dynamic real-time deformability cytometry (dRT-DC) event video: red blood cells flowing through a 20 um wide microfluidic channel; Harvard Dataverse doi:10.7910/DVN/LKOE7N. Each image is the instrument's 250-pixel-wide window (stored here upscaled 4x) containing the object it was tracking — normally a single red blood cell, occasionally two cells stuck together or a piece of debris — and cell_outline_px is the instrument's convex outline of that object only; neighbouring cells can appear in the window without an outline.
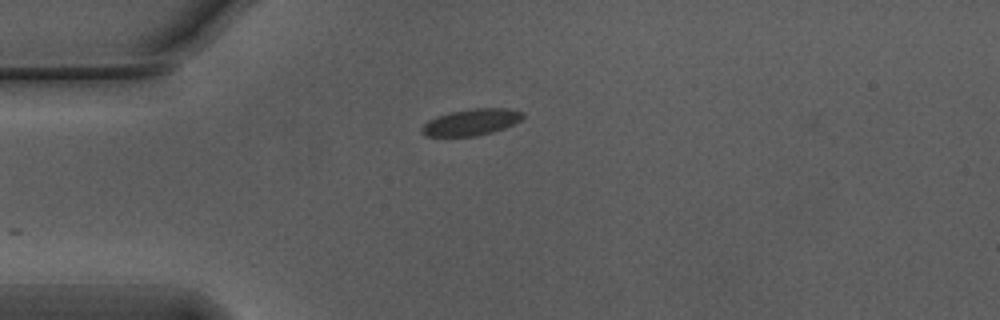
{"species": "Egyptian fruit bat (a non-hibernating species)", "species_latin": "Rousettus aegyptiacus", "temperature_condition": "warm", "stored_images_in_passage": 8, "camera_frame_rate_fps": 3000, "um_per_image_px": 0.085, "animal": {"sex": "male"}, "frame": {"image": 1, "passage_image": 1, "time_ms": 0.0, "image_size_px": [1000, 320], "cell_outline_px": [[524, 116], [520, 120], [504, 128], [492, 132], [476, 136], [424, 136], [420, 132], [420, 128], [428, 120], [436, 116], [448, 112], [472, 108], [508, 108], [524, 112]], "centroid_in_image_um": [40.02, 10.37], "position_along_channel_um": 45.0, "area_um2": 15.72}}
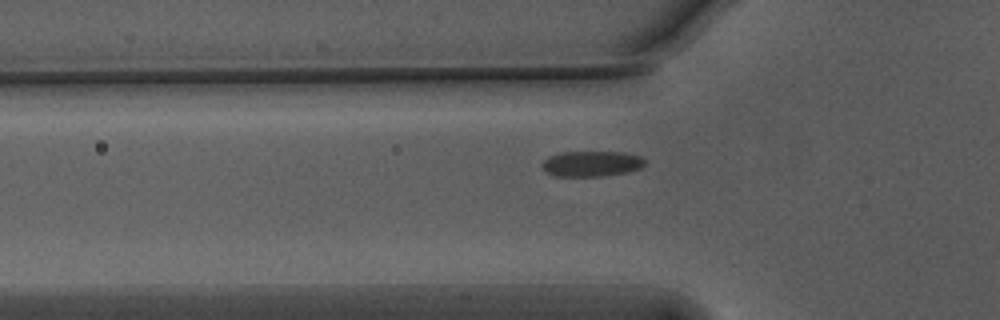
{"frame": {"image": 2, "passage_image": 5, "time_ms": 1.333, "image_size_px": [1000, 320], "cell_outline_px": [[648, 160], [640, 168], [628, 172], [604, 176], [556, 176], [548, 172], [544, 168], [544, 160], [548, 156], [564, 152], [624, 152], [640, 156]], "centroid_in_image_um": [50.35, 13.91], "position_along_channel_um": 75.4, "area_um2": 15.2}}